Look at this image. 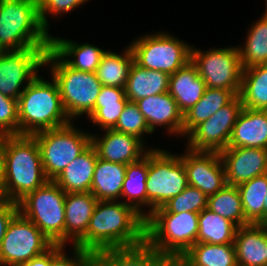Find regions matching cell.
Segmentation results:
<instances>
[{"mask_svg": "<svg viewBox=\"0 0 267 266\" xmlns=\"http://www.w3.org/2000/svg\"><path fill=\"white\" fill-rule=\"evenodd\" d=\"M66 193L53 181L28 193L19 202V212L32 221L53 243L65 246Z\"/></svg>", "mask_w": 267, "mask_h": 266, "instance_id": "7", "label": "cell"}, {"mask_svg": "<svg viewBox=\"0 0 267 266\" xmlns=\"http://www.w3.org/2000/svg\"><path fill=\"white\" fill-rule=\"evenodd\" d=\"M160 266H183L178 260L166 259Z\"/></svg>", "mask_w": 267, "mask_h": 266, "instance_id": "45", "label": "cell"}, {"mask_svg": "<svg viewBox=\"0 0 267 266\" xmlns=\"http://www.w3.org/2000/svg\"><path fill=\"white\" fill-rule=\"evenodd\" d=\"M104 137L91 135V145L98 158L121 164H131L142 159L148 151H144V142L136 136L107 129Z\"/></svg>", "mask_w": 267, "mask_h": 266, "instance_id": "17", "label": "cell"}, {"mask_svg": "<svg viewBox=\"0 0 267 266\" xmlns=\"http://www.w3.org/2000/svg\"><path fill=\"white\" fill-rule=\"evenodd\" d=\"M235 95L229 91L207 87L202 98L183 114V135H189L199 124L228 104Z\"/></svg>", "mask_w": 267, "mask_h": 266, "instance_id": "30", "label": "cell"}, {"mask_svg": "<svg viewBox=\"0 0 267 266\" xmlns=\"http://www.w3.org/2000/svg\"><path fill=\"white\" fill-rule=\"evenodd\" d=\"M233 244L238 266H267V229L263 224L238 227Z\"/></svg>", "mask_w": 267, "mask_h": 266, "instance_id": "20", "label": "cell"}, {"mask_svg": "<svg viewBox=\"0 0 267 266\" xmlns=\"http://www.w3.org/2000/svg\"><path fill=\"white\" fill-rule=\"evenodd\" d=\"M186 152L180 158L185 166L188 185L196 187L208 197L227 185L219 152L192 151L188 148Z\"/></svg>", "mask_w": 267, "mask_h": 266, "instance_id": "15", "label": "cell"}, {"mask_svg": "<svg viewBox=\"0 0 267 266\" xmlns=\"http://www.w3.org/2000/svg\"><path fill=\"white\" fill-rule=\"evenodd\" d=\"M145 241V218L124 202L98 201L86 234L74 245L93 254Z\"/></svg>", "mask_w": 267, "mask_h": 266, "instance_id": "1", "label": "cell"}, {"mask_svg": "<svg viewBox=\"0 0 267 266\" xmlns=\"http://www.w3.org/2000/svg\"><path fill=\"white\" fill-rule=\"evenodd\" d=\"M50 48H28L0 52V93L18 100L25 87L38 74ZM23 89H21L22 87Z\"/></svg>", "mask_w": 267, "mask_h": 266, "instance_id": "13", "label": "cell"}, {"mask_svg": "<svg viewBox=\"0 0 267 266\" xmlns=\"http://www.w3.org/2000/svg\"><path fill=\"white\" fill-rule=\"evenodd\" d=\"M147 173H148V152L137 162L127 165L123 188L122 199L128 198L126 203L132 206L140 215L146 218L142 206H147Z\"/></svg>", "mask_w": 267, "mask_h": 266, "instance_id": "32", "label": "cell"}, {"mask_svg": "<svg viewBox=\"0 0 267 266\" xmlns=\"http://www.w3.org/2000/svg\"><path fill=\"white\" fill-rule=\"evenodd\" d=\"M129 46L137 65L168 75H172L191 61L192 47L166 32L142 36Z\"/></svg>", "mask_w": 267, "mask_h": 266, "instance_id": "10", "label": "cell"}, {"mask_svg": "<svg viewBox=\"0 0 267 266\" xmlns=\"http://www.w3.org/2000/svg\"><path fill=\"white\" fill-rule=\"evenodd\" d=\"M64 248V245L60 244L52 246V266H92L91 253L73 246V258H69Z\"/></svg>", "mask_w": 267, "mask_h": 266, "instance_id": "41", "label": "cell"}, {"mask_svg": "<svg viewBox=\"0 0 267 266\" xmlns=\"http://www.w3.org/2000/svg\"><path fill=\"white\" fill-rule=\"evenodd\" d=\"M165 260L146 241L132 247L105 249L92 254V266H160Z\"/></svg>", "mask_w": 267, "mask_h": 266, "instance_id": "21", "label": "cell"}, {"mask_svg": "<svg viewBox=\"0 0 267 266\" xmlns=\"http://www.w3.org/2000/svg\"><path fill=\"white\" fill-rule=\"evenodd\" d=\"M97 202L91 192L66 193L65 245L72 239L74 246L86 234Z\"/></svg>", "mask_w": 267, "mask_h": 266, "instance_id": "23", "label": "cell"}, {"mask_svg": "<svg viewBox=\"0 0 267 266\" xmlns=\"http://www.w3.org/2000/svg\"><path fill=\"white\" fill-rule=\"evenodd\" d=\"M133 63L134 56L130 46L121 55L106 51L95 72L97 79L105 86L125 88Z\"/></svg>", "mask_w": 267, "mask_h": 266, "instance_id": "33", "label": "cell"}, {"mask_svg": "<svg viewBox=\"0 0 267 266\" xmlns=\"http://www.w3.org/2000/svg\"><path fill=\"white\" fill-rule=\"evenodd\" d=\"M267 149V110L243 107L232 129L227 148Z\"/></svg>", "mask_w": 267, "mask_h": 266, "instance_id": "19", "label": "cell"}, {"mask_svg": "<svg viewBox=\"0 0 267 266\" xmlns=\"http://www.w3.org/2000/svg\"><path fill=\"white\" fill-rule=\"evenodd\" d=\"M54 244L20 212L11 220L0 245V264L20 266L48 251Z\"/></svg>", "mask_w": 267, "mask_h": 266, "instance_id": "12", "label": "cell"}, {"mask_svg": "<svg viewBox=\"0 0 267 266\" xmlns=\"http://www.w3.org/2000/svg\"><path fill=\"white\" fill-rule=\"evenodd\" d=\"M197 243L233 244L237 226L205 208L199 213Z\"/></svg>", "mask_w": 267, "mask_h": 266, "instance_id": "34", "label": "cell"}, {"mask_svg": "<svg viewBox=\"0 0 267 266\" xmlns=\"http://www.w3.org/2000/svg\"><path fill=\"white\" fill-rule=\"evenodd\" d=\"M2 164V200L18 203L48 181L39 146L32 135L2 136Z\"/></svg>", "mask_w": 267, "mask_h": 266, "instance_id": "2", "label": "cell"}, {"mask_svg": "<svg viewBox=\"0 0 267 266\" xmlns=\"http://www.w3.org/2000/svg\"><path fill=\"white\" fill-rule=\"evenodd\" d=\"M51 34L42 25L38 0H0V49L51 48Z\"/></svg>", "mask_w": 267, "mask_h": 266, "instance_id": "4", "label": "cell"}, {"mask_svg": "<svg viewBox=\"0 0 267 266\" xmlns=\"http://www.w3.org/2000/svg\"><path fill=\"white\" fill-rule=\"evenodd\" d=\"M191 62L196 66L206 87L231 91L239 95L243 66L237 47H225L201 52L191 48Z\"/></svg>", "mask_w": 267, "mask_h": 266, "instance_id": "11", "label": "cell"}, {"mask_svg": "<svg viewBox=\"0 0 267 266\" xmlns=\"http://www.w3.org/2000/svg\"><path fill=\"white\" fill-rule=\"evenodd\" d=\"M247 33L244 47H238L243 69L267 64V16L263 15Z\"/></svg>", "mask_w": 267, "mask_h": 266, "instance_id": "37", "label": "cell"}, {"mask_svg": "<svg viewBox=\"0 0 267 266\" xmlns=\"http://www.w3.org/2000/svg\"><path fill=\"white\" fill-rule=\"evenodd\" d=\"M75 127L69 123L32 135L39 146L43 170L48 180H54L91 145V134Z\"/></svg>", "mask_w": 267, "mask_h": 266, "instance_id": "8", "label": "cell"}, {"mask_svg": "<svg viewBox=\"0 0 267 266\" xmlns=\"http://www.w3.org/2000/svg\"><path fill=\"white\" fill-rule=\"evenodd\" d=\"M169 75L162 71L149 70L132 64L125 85V94L129 101L168 92Z\"/></svg>", "mask_w": 267, "mask_h": 266, "instance_id": "26", "label": "cell"}, {"mask_svg": "<svg viewBox=\"0 0 267 266\" xmlns=\"http://www.w3.org/2000/svg\"><path fill=\"white\" fill-rule=\"evenodd\" d=\"M226 183L238 186L254 177L267 174V149L236 147L220 152Z\"/></svg>", "mask_w": 267, "mask_h": 266, "instance_id": "16", "label": "cell"}, {"mask_svg": "<svg viewBox=\"0 0 267 266\" xmlns=\"http://www.w3.org/2000/svg\"><path fill=\"white\" fill-rule=\"evenodd\" d=\"M18 98L19 135L55 129L71 123L62 104L56 81L37 75Z\"/></svg>", "mask_w": 267, "mask_h": 266, "instance_id": "3", "label": "cell"}, {"mask_svg": "<svg viewBox=\"0 0 267 266\" xmlns=\"http://www.w3.org/2000/svg\"><path fill=\"white\" fill-rule=\"evenodd\" d=\"M2 172H3V164H2V136H0V189L2 186Z\"/></svg>", "mask_w": 267, "mask_h": 266, "instance_id": "46", "label": "cell"}, {"mask_svg": "<svg viewBox=\"0 0 267 266\" xmlns=\"http://www.w3.org/2000/svg\"><path fill=\"white\" fill-rule=\"evenodd\" d=\"M127 165L97 158L90 192L98 201L121 197Z\"/></svg>", "mask_w": 267, "mask_h": 266, "instance_id": "27", "label": "cell"}, {"mask_svg": "<svg viewBox=\"0 0 267 266\" xmlns=\"http://www.w3.org/2000/svg\"><path fill=\"white\" fill-rule=\"evenodd\" d=\"M128 101L124 88L102 85L88 118L102 130L113 129Z\"/></svg>", "mask_w": 267, "mask_h": 266, "instance_id": "28", "label": "cell"}, {"mask_svg": "<svg viewBox=\"0 0 267 266\" xmlns=\"http://www.w3.org/2000/svg\"><path fill=\"white\" fill-rule=\"evenodd\" d=\"M45 65L51 67V77L58 85L62 104L69 119L83 114L88 116L94 110L102 87L96 73L69 67L51 48L46 53Z\"/></svg>", "mask_w": 267, "mask_h": 266, "instance_id": "6", "label": "cell"}, {"mask_svg": "<svg viewBox=\"0 0 267 266\" xmlns=\"http://www.w3.org/2000/svg\"><path fill=\"white\" fill-rule=\"evenodd\" d=\"M243 109L239 95L199 124L189 135L187 148L192 151L221 152L228 147L232 129Z\"/></svg>", "mask_w": 267, "mask_h": 266, "instance_id": "14", "label": "cell"}, {"mask_svg": "<svg viewBox=\"0 0 267 266\" xmlns=\"http://www.w3.org/2000/svg\"><path fill=\"white\" fill-rule=\"evenodd\" d=\"M19 213V205L16 202L0 201V245L5 236L11 220Z\"/></svg>", "mask_w": 267, "mask_h": 266, "instance_id": "43", "label": "cell"}, {"mask_svg": "<svg viewBox=\"0 0 267 266\" xmlns=\"http://www.w3.org/2000/svg\"><path fill=\"white\" fill-rule=\"evenodd\" d=\"M51 49L71 68L83 72H96L106 52L89 43L77 44L71 40L51 37ZM72 58L71 60L68 58Z\"/></svg>", "mask_w": 267, "mask_h": 266, "instance_id": "25", "label": "cell"}, {"mask_svg": "<svg viewBox=\"0 0 267 266\" xmlns=\"http://www.w3.org/2000/svg\"><path fill=\"white\" fill-rule=\"evenodd\" d=\"M147 150L146 192L147 207H150V210L146 217L188 186L185 166L180 155H172L158 148Z\"/></svg>", "mask_w": 267, "mask_h": 266, "instance_id": "9", "label": "cell"}, {"mask_svg": "<svg viewBox=\"0 0 267 266\" xmlns=\"http://www.w3.org/2000/svg\"><path fill=\"white\" fill-rule=\"evenodd\" d=\"M239 97L245 108L267 110V64L243 69Z\"/></svg>", "mask_w": 267, "mask_h": 266, "instance_id": "31", "label": "cell"}, {"mask_svg": "<svg viewBox=\"0 0 267 266\" xmlns=\"http://www.w3.org/2000/svg\"><path fill=\"white\" fill-rule=\"evenodd\" d=\"M206 84L196 66L189 61L169 75L168 93L177 102L182 114L192 108L204 95Z\"/></svg>", "mask_w": 267, "mask_h": 266, "instance_id": "22", "label": "cell"}, {"mask_svg": "<svg viewBox=\"0 0 267 266\" xmlns=\"http://www.w3.org/2000/svg\"><path fill=\"white\" fill-rule=\"evenodd\" d=\"M19 135L17 100L0 93V136Z\"/></svg>", "mask_w": 267, "mask_h": 266, "instance_id": "40", "label": "cell"}, {"mask_svg": "<svg viewBox=\"0 0 267 266\" xmlns=\"http://www.w3.org/2000/svg\"><path fill=\"white\" fill-rule=\"evenodd\" d=\"M199 213H151L145 218V241L166 259L179 260L197 243Z\"/></svg>", "mask_w": 267, "mask_h": 266, "instance_id": "5", "label": "cell"}, {"mask_svg": "<svg viewBox=\"0 0 267 266\" xmlns=\"http://www.w3.org/2000/svg\"><path fill=\"white\" fill-rule=\"evenodd\" d=\"M264 16H267V0H266V10H265Z\"/></svg>", "mask_w": 267, "mask_h": 266, "instance_id": "49", "label": "cell"}, {"mask_svg": "<svg viewBox=\"0 0 267 266\" xmlns=\"http://www.w3.org/2000/svg\"><path fill=\"white\" fill-rule=\"evenodd\" d=\"M267 220V194L264 199V221Z\"/></svg>", "mask_w": 267, "mask_h": 266, "instance_id": "47", "label": "cell"}, {"mask_svg": "<svg viewBox=\"0 0 267 266\" xmlns=\"http://www.w3.org/2000/svg\"><path fill=\"white\" fill-rule=\"evenodd\" d=\"M262 224H263V225L265 226V228L267 229V220H265Z\"/></svg>", "mask_w": 267, "mask_h": 266, "instance_id": "48", "label": "cell"}, {"mask_svg": "<svg viewBox=\"0 0 267 266\" xmlns=\"http://www.w3.org/2000/svg\"><path fill=\"white\" fill-rule=\"evenodd\" d=\"M113 130L130 134L143 140V134L152 131L135 102L128 101Z\"/></svg>", "mask_w": 267, "mask_h": 266, "instance_id": "39", "label": "cell"}, {"mask_svg": "<svg viewBox=\"0 0 267 266\" xmlns=\"http://www.w3.org/2000/svg\"><path fill=\"white\" fill-rule=\"evenodd\" d=\"M245 218L252 224L264 222V199L267 194V174L257 176L237 186Z\"/></svg>", "mask_w": 267, "mask_h": 266, "instance_id": "35", "label": "cell"}, {"mask_svg": "<svg viewBox=\"0 0 267 266\" xmlns=\"http://www.w3.org/2000/svg\"><path fill=\"white\" fill-rule=\"evenodd\" d=\"M178 261L183 266H238L234 244L196 243Z\"/></svg>", "mask_w": 267, "mask_h": 266, "instance_id": "29", "label": "cell"}, {"mask_svg": "<svg viewBox=\"0 0 267 266\" xmlns=\"http://www.w3.org/2000/svg\"><path fill=\"white\" fill-rule=\"evenodd\" d=\"M208 196L196 187L188 185L180 194L169 199L152 213H200L207 208Z\"/></svg>", "mask_w": 267, "mask_h": 266, "instance_id": "38", "label": "cell"}, {"mask_svg": "<svg viewBox=\"0 0 267 266\" xmlns=\"http://www.w3.org/2000/svg\"><path fill=\"white\" fill-rule=\"evenodd\" d=\"M88 0H38L39 17L42 25L48 30L49 23L46 15L69 13ZM48 13V14H47Z\"/></svg>", "mask_w": 267, "mask_h": 266, "instance_id": "42", "label": "cell"}, {"mask_svg": "<svg viewBox=\"0 0 267 266\" xmlns=\"http://www.w3.org/2000/svg\"><path fill=\"white\" fill-rule=\"evenodd\" d=\"M20 266H52V247L45 253L32 258Z\"/></svg>", "mask_w": 267, "mask_h": 266, "instance_id": "44", "label": "cell"}, {"mask_svg": "<svg viewBox=\"0 0 267 266\" xmlns=\"http://www.w3.org/2000/svg\"><path fill=\"white\" fill-rule=\"evenodd\" d=\"M97 152L90 145L53 180L65 193L90 192Z\"/></svg>", "mask_w": 267, "mask_h": 266, "instance_id": "24", "label": "cell"}, {"mask_svg": "<svg viewBox=\"0 0 267 266\" xmlns=\"http://www.w3.org/2000/svg\"><path fill=\"white\" fill-rule=\"evenodd\" d=\"M207 208L233 222L237 227L251 224L244 215L237 186L225 185L208 197Z\"/></svg>", "mask_w": 267, "mask_h": 266, "instance_id": "36", "label": "cell"}, {"mask_svg": "<svg viewBox=\"0 0 267 266\" xmlns=\"http://www.w3.org/2000/svg\"><path fill=\"white\" fill-rule=\"evenodd\" d=\"M135 103L152 132L155 130V126L165 125L170 134H182L181 136H183V114L177 102L168 92L148 96Z\"/></svg>", "mask_w": 267, "mask_h": 266, "instance_id": "18", "label": "cell"}]
</instances>
